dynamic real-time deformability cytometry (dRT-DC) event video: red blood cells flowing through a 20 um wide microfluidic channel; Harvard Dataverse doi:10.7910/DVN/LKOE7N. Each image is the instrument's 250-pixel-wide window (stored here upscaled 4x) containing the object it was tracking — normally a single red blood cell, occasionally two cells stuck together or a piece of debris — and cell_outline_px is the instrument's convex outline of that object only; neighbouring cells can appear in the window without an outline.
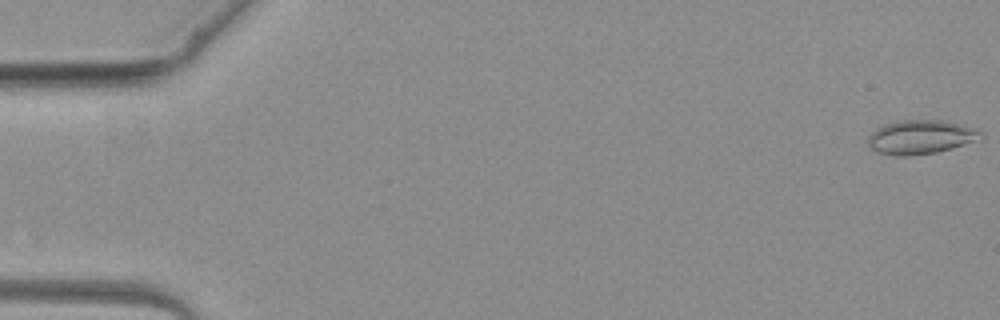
{"species": "common noctule bat (a hibernating species)", "species_latin": "Nyctalus noctula", "temperature_condition": "warm", "stored_images_in_passage": 4, "camera_frame_rate_fps": 3000, "um_per_image_px": 0.085, "animal": {"sex": "female", "body_mass_g": 19.3, "forearm_length_mm": 54.1}, "frame": {"image": 1, "passage_image": 1, "time_ms": 0.0, "image_size_px": [1000, 320], "cell_outline_px": [[984, 136], [980, 140], [952, 148], [936, 152], [900, 156], [896, 156], [880, 152], [872, 148], [868, 144], [868, 136], [876, 128], [884, 124], [904, 120], [940, 120], [960, 124], [976, 128]], "centroid_in_image_um": [78.29, 11.64], "position_along_channel_um": 6.7, "area_um2": 22.14}}
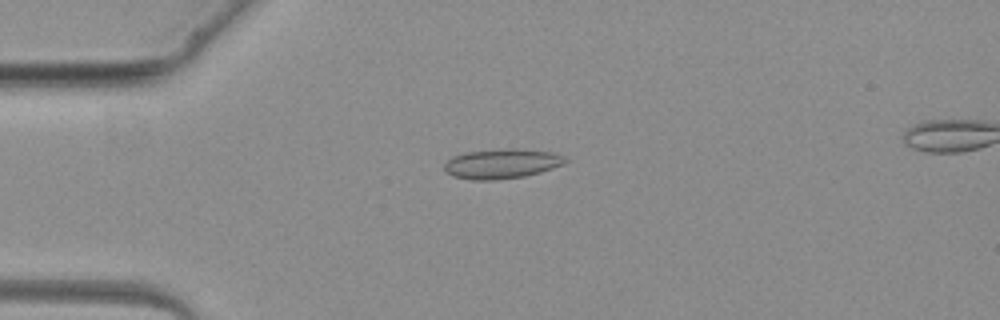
{"frame": {"image": 2, "passage_image": 3, "time_ms": 3.333, "image_size_px": [1000, 320], "cell_outline_px": [[568, 160], [564, 164], [540, 172], [524, 176], [492, 180], [472, 180], [452, 176], [444, 172], [444, 164], [452, 156], [464, 152], [508, 148], [512, 148], [552, 152], [564, 156]], "centroid_in_image_um": [42.61, 13.91], "position_along_channel_um": 42.4, "area_um2": 21.04}}